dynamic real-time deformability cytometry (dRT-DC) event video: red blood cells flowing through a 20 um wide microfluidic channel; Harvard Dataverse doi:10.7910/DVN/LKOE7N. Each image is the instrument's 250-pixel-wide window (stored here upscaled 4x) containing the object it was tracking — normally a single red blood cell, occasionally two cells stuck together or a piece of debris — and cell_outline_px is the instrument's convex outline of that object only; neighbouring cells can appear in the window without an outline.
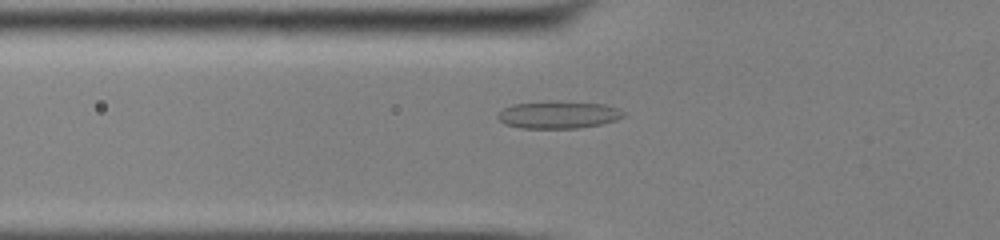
{"species": "common noctule bat (a hibernating species)", "species_latin": "Nyctalus noctula", "temperature_condition": "cold", "stored_images_in_passage": 39, "camera_frame_rate_fps": 3000, "um_per_image_px": 0.085, "animal": {"sex": "male", "body_mass_g": 13.0, "forearm_length_mm": 53.1}, "frame": {"image": 1, "passage_image": 5, "time_ms": 1.333, "image_size_px": [1000, 240], "cell_outline_px": [[624, 116], [616, 120], [600, 124], [580, 128], [520, 128], [504, 124], [496, 116], [504, 108], [512, 104], [560, 100], [604, 104], [620, 108], [624, 112]], "centroid_in_image_um": [47.48, 9.74], "position_along_channel_um": 78.3, "area_um2": 20.29}}
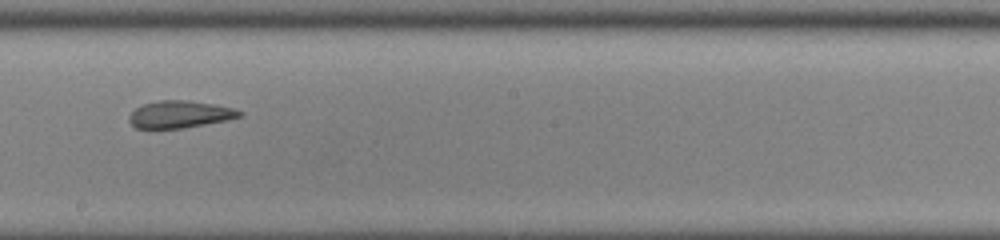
{"frame": {"image": 2, "passage_image": 17, "time_ms": 5.333, "image_size_px": [1000, 240], "cell_outline_px": [[244, 116], [228, 120], [184, 128], [136, 128], [128, 120], [128, 116], [136, 108], [144, 104], [160, 100], [188, 100], [236, 108], [244, 112]], "centroid_in_image_um": [15.34, 9.72], "position_along_channel_um": 232.9, "area_um2": 17.57}}
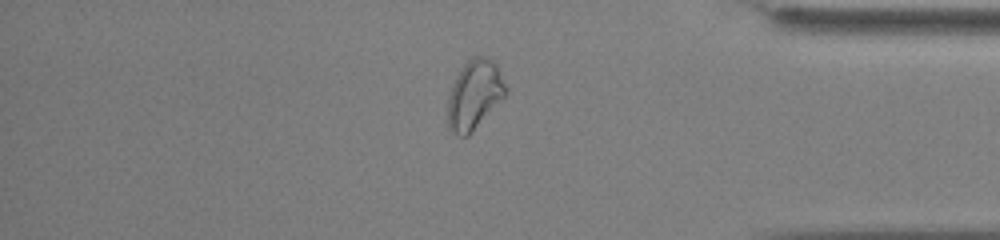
{"frame": {"image": 3, "passage_image": 31, "time_ms": 10.0, "image_size_px": [1000, 240], "cell_outline_px": [[508, 92], [472, 132], [468, 136], [460, 136], [452, 132], [448, 128], [448, 96], [452, 84], [456, 76], [464, 64], [472, 56], [488, 56], [496, 64], [508, 88]], "centroid_in_image_um": [40.33, 8.03], "position_along_channel_um": 394.9, "area_um2": 23.41}, "authors_computed_cell_mechanics": {"area_um2": 19.7676, "velocity_mm_per_s": 3.8753, "shape_relaxation_time_tau1_ms": null, "shape_relaxation_time_tau2_ms": 3.3578, "deformation_change_tau1": null, "deformation_change_tau2": 0.0753}}